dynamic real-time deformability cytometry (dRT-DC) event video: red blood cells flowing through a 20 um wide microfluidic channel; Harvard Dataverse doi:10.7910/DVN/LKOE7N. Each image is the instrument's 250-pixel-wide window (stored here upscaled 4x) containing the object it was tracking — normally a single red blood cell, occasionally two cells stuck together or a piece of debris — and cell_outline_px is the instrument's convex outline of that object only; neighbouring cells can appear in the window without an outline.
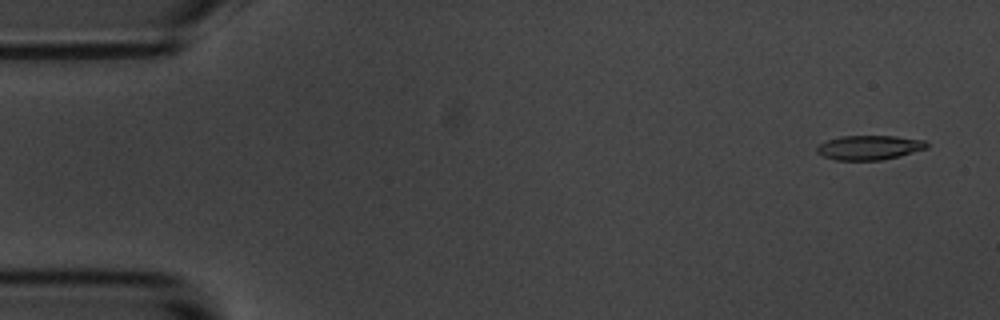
{"species": "common noctule bat (a hibernating species)", "species_latin": "Nyctalus noctula", "temperature_condition": "room temperature", "stored_images_in_passage": 4, "camera_frame_rate_fps": 3000, "um_per_image_px": 0.085, "animal": {"sex": "male", "body_mass_g": 20.1, "forearm_length_mm": 53.5}, "frame": {"image": 1, "passage_image": 1, "time_ms": 0.0, "image_size_px": [1000, 320], "cell_outline_px": [[928, 148], [900, 156], [880, 160], [836, 160], [824, 156], [816, 152], [816, 148], [820, 144], [828, 140], [840, 136], [896, 136], [924, 140], [928, 144]], "centroid_in_image_um": [73.91, 12.54], "position_along_channel_um": 11.1, "area_um2": 15.61}}